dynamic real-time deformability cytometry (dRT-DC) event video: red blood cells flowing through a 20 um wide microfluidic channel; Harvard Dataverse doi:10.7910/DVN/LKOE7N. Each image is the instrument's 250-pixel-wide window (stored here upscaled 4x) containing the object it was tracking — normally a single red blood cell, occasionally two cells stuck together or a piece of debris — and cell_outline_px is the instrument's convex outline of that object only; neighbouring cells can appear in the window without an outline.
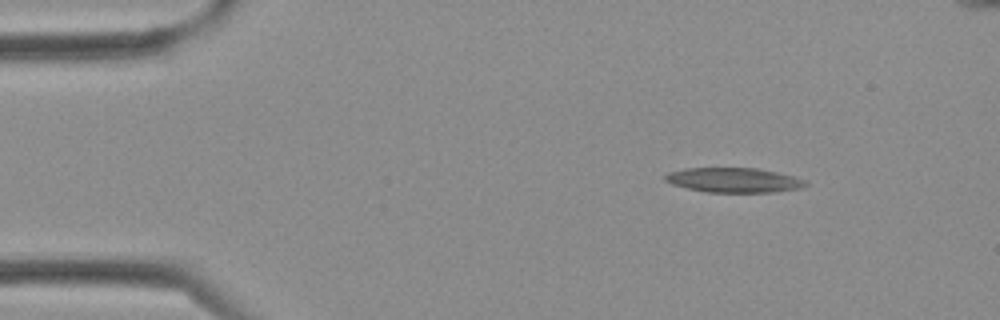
{"species": "Egyptian fruit bat (a non-hibernating species)", "species_latin": "Rousettus aegyptiacus", "temperature_condition": "cold", "stored_images_in_passage": 3, "camera_frame_rate_fps": 3000, "um_per_image_px": 0.085, "frame": {"image": 1, "passage_image": 1, "time_ms": 0.0, "image_size_px": [1000, 320], "cell_outline_px": [[808, 184], [804, 188], [776, 192], [708, 192], [688, 188], [672, 184], [664, 180], [664, 176], [668, 172], [684, 168], [756, 168], [776, 172], [792, 176], [804, 180]], "centroid_in_image_um": [62.37, 15.31], "position_along_channel_um": 22.6, "area_um2": 20.17}}